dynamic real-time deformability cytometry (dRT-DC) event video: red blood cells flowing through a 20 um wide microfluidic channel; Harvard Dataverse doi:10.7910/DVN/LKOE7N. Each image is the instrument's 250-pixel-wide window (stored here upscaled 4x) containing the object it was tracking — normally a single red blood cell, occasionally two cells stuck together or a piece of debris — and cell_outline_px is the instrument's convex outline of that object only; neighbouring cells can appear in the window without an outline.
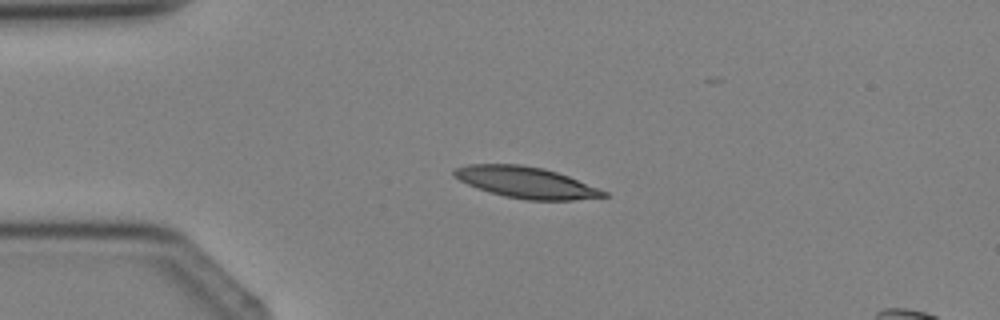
{"species": "Egyptian fruit bat (a non-hibernating species)", "species_latin": "Rousettus aegyptiacus", "temperature_condition": "cold", "stored_images_in_passage": 1, "camera_frame_rate_fps": 3000, "um_per_image_px": 0.085, "animal": {"sex": "female"}, "frame": {"image": 1, "passage_image": 1, "time_ms": 0.0, "image_size_px": [1000, 320], "cell_outline_px": [[608, 196], [572, 200], [528, 200], [504, 196], [476, 188], [452, 176], [452, 172], [456, 168], [468, 164], [520, 164], [544, 168], [568, 176], [608, 192]], "centroid_in_image_um": [44.69, 15.5], "position_along_channel_um": 40.3, "area_um2": 27.11}}